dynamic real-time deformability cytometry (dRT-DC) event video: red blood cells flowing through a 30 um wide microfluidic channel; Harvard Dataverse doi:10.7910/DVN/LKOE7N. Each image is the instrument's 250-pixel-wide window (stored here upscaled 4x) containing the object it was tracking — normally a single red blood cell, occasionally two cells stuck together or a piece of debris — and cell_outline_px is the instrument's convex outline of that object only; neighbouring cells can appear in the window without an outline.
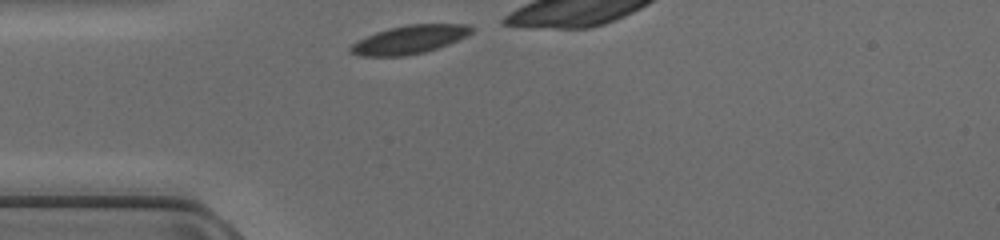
{"species": "common noctule bat (a hibernating species)", "species_latin": "Nyctalus noctula", "temperature_condition": "cold", "stored_images_in_passage": 8, "camera_frame_rate_fps": 3000, "um_per_image_px": 0.085, "animal": {"sex": "female", "body_mass_g": 17.0, "forearm_length_mm": 48.0}, "frame": {"image": 1, "passage_image": 1, "time_ms": 0.0, "image_size_px": [1000, 240], "cell_outline_px": [[472, 32], [448, 44], [424, 52], [404, 56], [360, 56], [348, 52], [348, 48], [356, 40], [376, 32], [388, 28], [408, 24], [468, 24], [472, 28]], "centroid_in_image_um": [34.72, 3.36], "position_along_channel_um": 50.3, "area_um2": 19.94}}
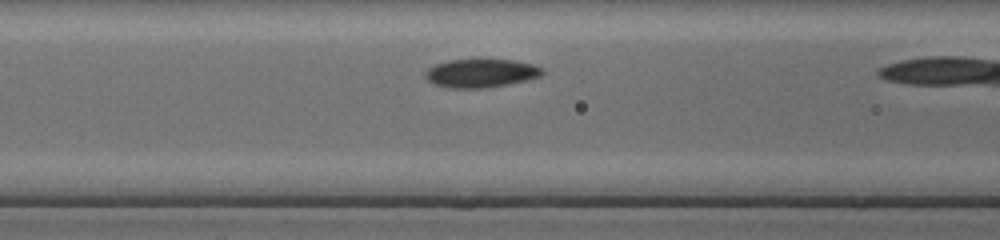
{"frame": {"image": 2, "passage_image": 7, "time_ms": 2.0, "image_size_px": [1000, 240], "cell_outline_px": [[544, 72], [540, 76], [524, 80], [504, 84], [480, 88], [448, 88], [432, 84], [424, 76], [424, 72], [428, 68], [436, 64], [448, 60], [480, 56], [516, 60], [532, 64], [544, 68]], "centroid_in_image_um": [40.84, 6.15], "position_along_channel_um": 125.8, "area_um2": 20.23}}